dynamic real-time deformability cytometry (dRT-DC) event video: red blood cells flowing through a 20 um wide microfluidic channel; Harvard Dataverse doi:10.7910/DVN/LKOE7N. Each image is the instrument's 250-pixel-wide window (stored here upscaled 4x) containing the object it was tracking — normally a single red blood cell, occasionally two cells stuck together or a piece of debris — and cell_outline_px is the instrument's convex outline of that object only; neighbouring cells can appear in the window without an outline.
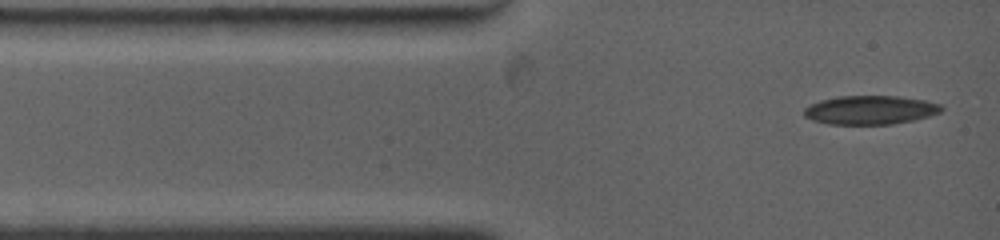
{"species": "common noctule bat (a hibernating species)", "species_latin": "Nyctalus noctula", "temperature_condition": "warm", "stored_images_in_passage": 13, "camera_frame_rate_fps": 4500, "um_per_image_px": 0.085, "animal": {"sex": "female", "body_mass_g": 19.0, "forearm_length_mm": 53.3}, "frame": {"image": 1, "passage_image": 1, "time_ms": 0.0, "image_size_px": [1000, 240], "cell_outline_px": [[944, 108], [940, 112], [928, 116], [912, 120], [892, 124], [828, 124], [812, 120], [804, 116], [804, 108], [820, 100], [840, 96], [900, 96], [928, 100], [940, 104]], "centroid_in_image_um": [73.99, 9.34], "position_along_channel_um": 11.0, "area_um2": 23.06}}
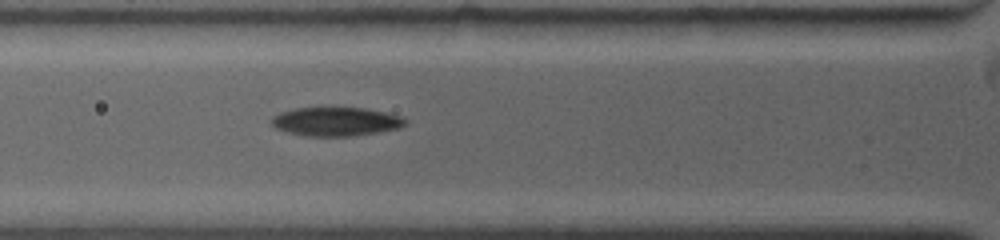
{"frame": {"image": 2, "passage_image": 10, "time_ms": 3.111, "image_size_px": [1000, 240], "cell_outline_px": [[408, 124], [400, 128], [352, 136], [308, 136], [288, 132], [276, 128], [272, 124], [272, 116], [280, 112], [296, 108], [364, 108], [388, 112], [400, 116], [408, 120]], "centroid_in_image_um": [28.6, 10.33], "position_along_channel_um": 97.2, "area_um2": 22.43}}
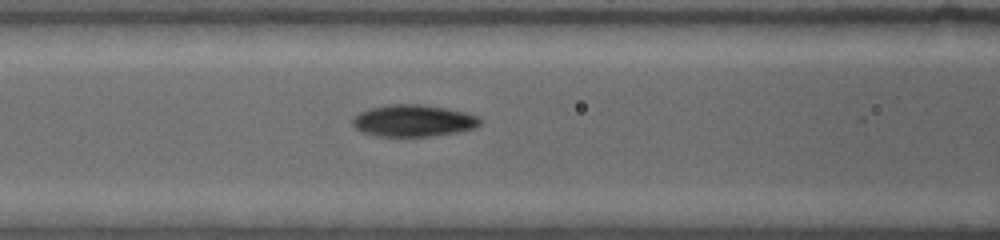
{"frame": {"image": 3, "passage_image": 13, "time_ms": 4.0, "image_size_px": [1000, 240], "cell_outline_px": [[480, 124], [476, 128], [456, 132], [428, 136], [376, 136], [364, 132], [356, 128], [352, 124], [352, 116], [368, 108], [388, 104], [420, 104], [444, 108], [464, 112], [476, 116], [480, 120]], "centroid_in_image_um": [35.08, 10.25], "position_along_channel_um": 131.5, "area_um2": 23.52}}